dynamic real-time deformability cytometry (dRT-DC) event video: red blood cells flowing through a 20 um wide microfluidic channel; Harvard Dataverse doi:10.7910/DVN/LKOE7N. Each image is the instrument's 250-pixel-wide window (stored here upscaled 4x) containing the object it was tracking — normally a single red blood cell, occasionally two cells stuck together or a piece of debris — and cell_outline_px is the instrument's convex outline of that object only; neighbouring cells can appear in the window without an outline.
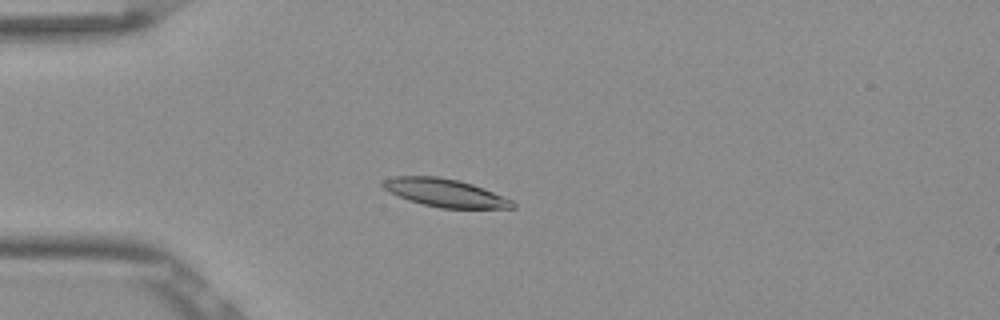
{"species": "Egyptian fruit bat (a non-hibernating species)", "species_latin": "Rousettus aegyptiacus", "temperature_condition": "room temperature", "stored_images_in_passage": 54, "camera_frame_rate_fps": 3000, "um_per_image_px": 0.085, "frame": {"image": 1, "passage_image": 15, "time_ms": 4.667, "image_size_px": [1000, 320], "cell_outline_px": [[516, 208], [440, 208], [408, 200], [384, 188], [380, 184], [384, 180], [392, 176], [440, 176], [472, 184], [512, 200], [516, 204]], "centroid_in_image_um": [37.82, 16.39], "position_along_channel_um": 47.2, "area_um2": 20.87}}
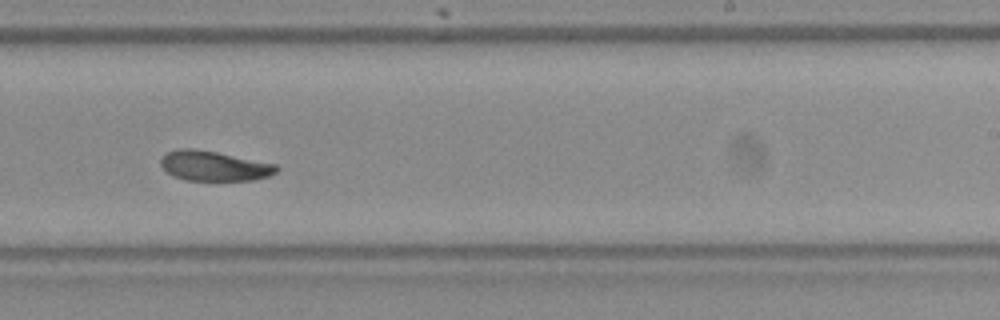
{"frame": {"image": 2, "passage_image": 34, "time_ms": 11.0, "image_size_px": [1000, 320], "cell_outline_px": [[280, 168], [276, 172], [268, 176], [252, 180], [184, 180], [172, 176], [160, 164], [160, 160], [164, 152], [176, 148], [192, 148], [216, 152], [276, 164]], "centroid_in_image_um": [18.15, 14.09], "position_along_channel_um": 270.9, "area_um2": 20.23}}
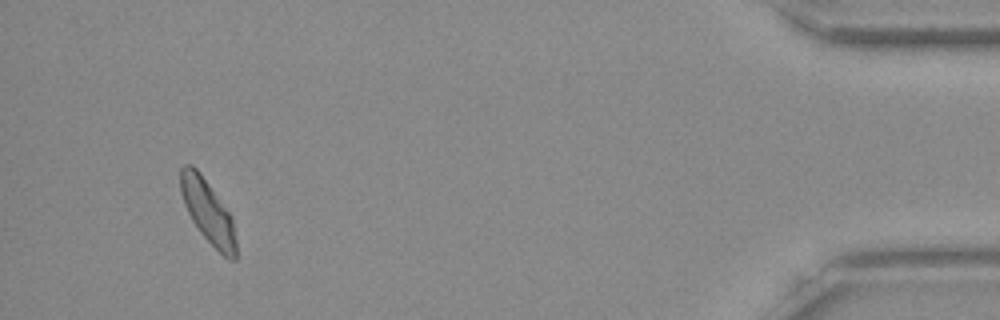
{"frame": {"image": 3, "passage_image": 51, "time_ms": 16.667, "image_size_px": [1000, 320], "cell_outline_px": [[236, 260], [228, 260], [200, 232], [192, 220], [184, 204], [180, 192], [180, 168], [184, 164], [192, 164], [200, 172], [232, 216], [236, 240]], "centroid_in_image_um": [17.66, 17.96], "position_along_channel_um": 417.5, "area_um2": 20.4}, "authors_computed_cell_mechanics": {"area_um2": 20.7502, "velocity_mm_per_s": 3.8161, "shape_relaxation_time_tau1_ms": 4.0639, "shape_relaxation_time_tau2_ms": 3.8519, "deformation_change_tau1": 0.1226, "deformation_change_tau2": 0.089}}